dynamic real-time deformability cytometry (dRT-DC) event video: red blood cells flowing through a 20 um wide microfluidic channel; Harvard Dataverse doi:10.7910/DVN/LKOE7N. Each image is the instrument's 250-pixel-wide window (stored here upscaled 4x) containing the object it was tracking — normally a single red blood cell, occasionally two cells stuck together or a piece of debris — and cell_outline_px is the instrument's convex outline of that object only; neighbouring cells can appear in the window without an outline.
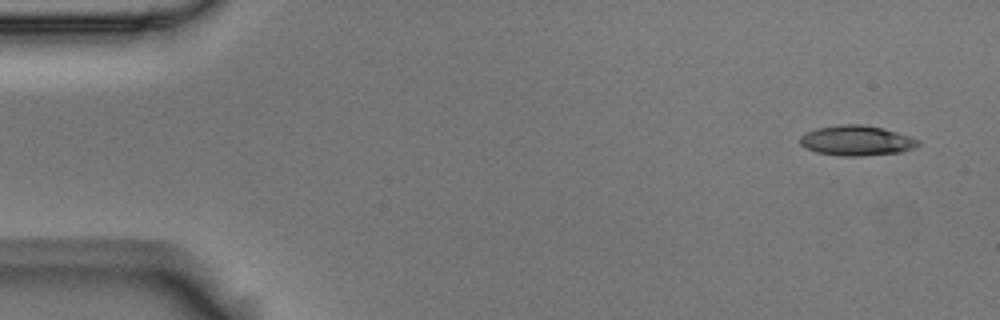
{"species": "Egyptian fruit bat (a non-hibernating species)", "species_latin": "Rousettus aegyptiacus", "temperature_condition": "room temperature", "stored_images_in_passage": 10, "camera_frame_rate_fps": 3000, "um_per_image_px": 0.085, "animal": {"sex": "male"}, "frame": {"image": 1, "passage_image": 1, "time_ms": 0.0, "image_size_px": [1000, 320], "cell_outline_px": [[920, 144], [912, 148], [900, 152], [860, 156], [840, 156], [816, 152], [800, 144], [800, 136], [816, 128], [840, 124], [864, 124], [884, 128], [920, 140]], "centroid_in_image_um": [72.8, 11.94], "position_along_channel_um": 12.2, "area_um2": 20.63}}
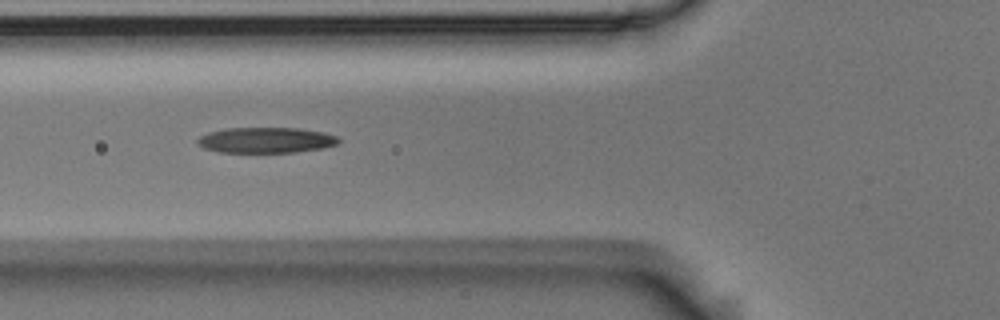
{"frame": {"image": 2, "passage_image": 6, "time_ms": 1.667, "image_size_px": [1000, 320], "cell_outline_px": [[340, 144], [320, 148], [296, 152], [220, 152], [204, 148], [196, 140], [200, 136], [208, 132], [228, 128], [300, 128], [324, 132], [336, 136], [340, 140]], "centroid_in_image_um": [22.63, 11.9], "position_along_channel_um": 103.2, "area_um2": 20.98}}
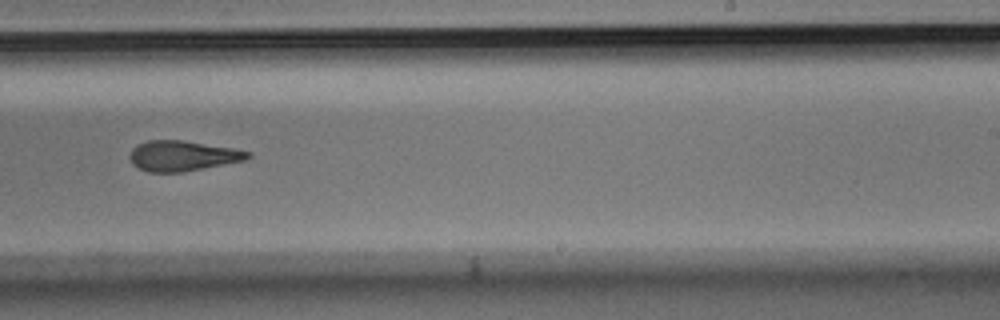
{"frame": {"image": 3, "passage_image": 10, "time_ms": 3.0, "image_size_px": [1000, 320], "cell_outline_px": [[252, 156], [244, 160], [180, 172], [148, 172], [132, 164], [128, 156], [132, 148], [136, 144], [148, 140], [184, 140], [232, 148], [252, 152]], "centroid_in_image_um": [15.47, 13.23], "position_along_channel_um": 273.5, "area_um2": 20.75}}